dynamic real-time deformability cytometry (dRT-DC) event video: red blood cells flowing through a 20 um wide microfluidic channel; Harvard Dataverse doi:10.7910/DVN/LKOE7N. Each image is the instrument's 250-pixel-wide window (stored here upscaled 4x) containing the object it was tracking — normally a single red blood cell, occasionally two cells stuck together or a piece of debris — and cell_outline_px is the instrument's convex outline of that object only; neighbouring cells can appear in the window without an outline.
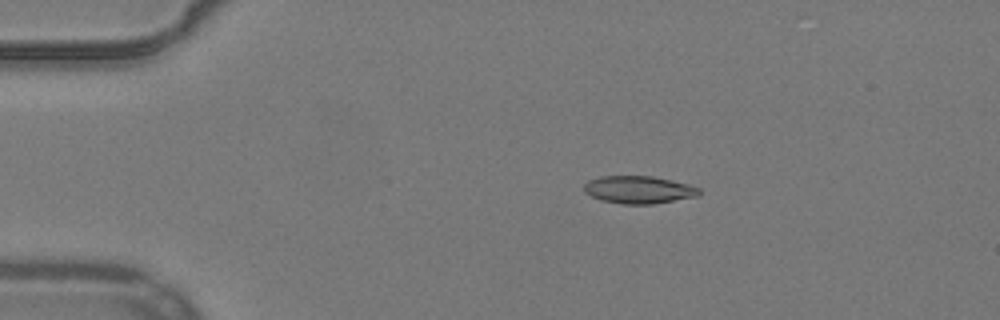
{"species": "common noctule bat (a hibernating species)", "species_latin": "Nyctalus noctula", "temperature_condition": "warm", "stored_images_in_passage": 54, "camera_frame_rate_fps": 3000, "um_per_image_px": 0.085, "animal": {"sex": "male", "body_mass_g": 19.2, "forearm_length_mm": 51.8}, "frame": {"image": 1, "passage_image": 11, "time_ms": 3.333, "image_size_px": [1000, 320], "cell_outline_px": [[700, 196], [652, 204], [620, 204], [600, 200], [584, 192], [584, 184], [588, 180], [600, 176], [652, 176], [672, 180], [688, 184], [700, 188]], "centroid_in_image_um": [54.29, 16.13], "position_along_channel_um": 30.7, "area_um2": 18.67}}
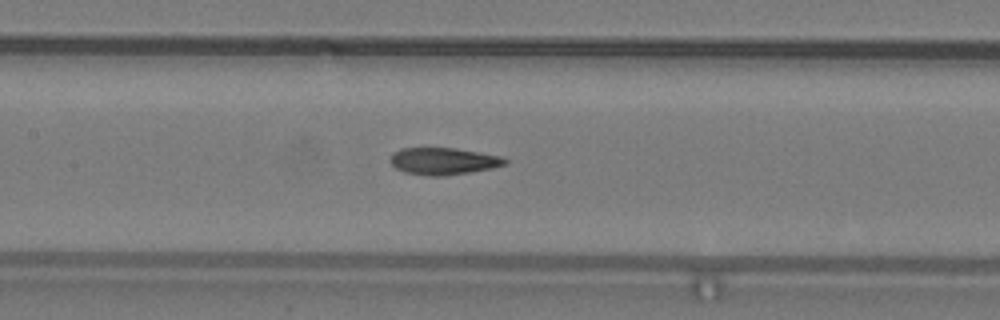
{"frame": {"image": 2, "passage_image": 26, "time_ms": 8.333, "image_size_px": [1000, 320], "cell_outline_px": [[508, 164], [492, 168], [444, 176], [428, 176], [404, 172], [396, 168], [388, 160], [400, 148], [456, 148], [504, 156], [508, 160]], "centroid_in_image_um": [37.73, 13.69], "position_along_channel_um": 169.7, "area_um2": 18.15}}
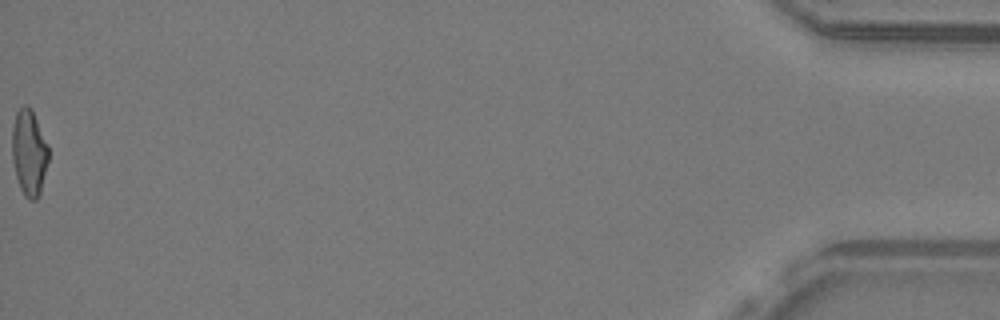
{"frame": {"image": 3, "passage_image": 54, "time_ms": 17.667, "image_size_px": [1000, 320], "cell_outline_px": [[48, 160], [40, 192], [36, 200], [28, 200], [24, 196], [20, 188], [16, 176], [12, 160], [12, 128], [16, 112], [24, 104], [28, 104], [32, 108], [48, 144]], "centroid_in_image_um": [2.46, 12.94], "position_along_channel_um": 432.7, "area_um2": 18.44}, "authors_computed_cell_mechanics": {"area_um2": 18.3804, "velocity_mm_per_s": 3.922, "shape_relaxation_time_tau1_ms": null, "shape_relaxation_time_tau2_ms": 2.3496, "deformation_change_tau1": null, "deformation_change_tau2": 0.1097}}